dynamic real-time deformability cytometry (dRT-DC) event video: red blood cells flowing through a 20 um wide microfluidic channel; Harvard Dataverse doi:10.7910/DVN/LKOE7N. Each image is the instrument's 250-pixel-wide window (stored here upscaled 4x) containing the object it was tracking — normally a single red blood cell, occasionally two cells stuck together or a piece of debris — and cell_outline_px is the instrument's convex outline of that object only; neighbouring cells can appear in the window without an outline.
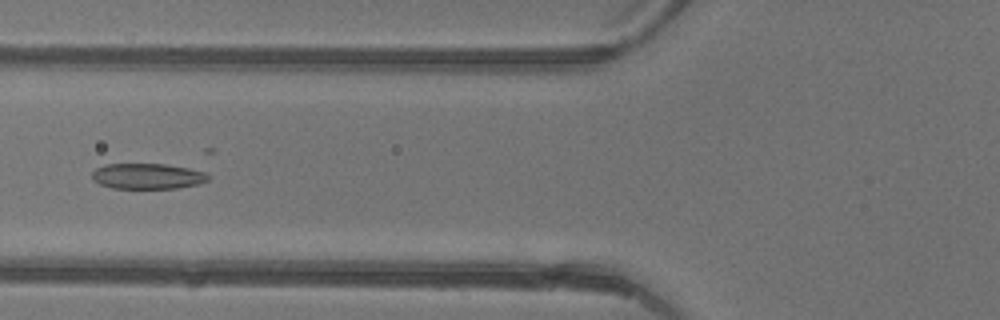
{"species": "common noctule bat (a hibernating species)", "species_latin": "Nyctalus noctula", "temperature_condition": "warm", "stored_images_in_passage": 38, "camera_frame_rate_fps": 3000, "um_per_image_px": 0.085, "animal": {"sex": "female"}, "frame": {"image": 1, "passage_image": 10, "time_ms": 3.0, "image_size_px": [1000, 320], "cell_outline_px": [[208, 180], [200, 184], [176, 188], [112, 188], [100, 184], [92, 180], [92, 172], [96, 168], [108, 164], [164, 164], [188, 168], [204, 172], [208, 176]], "centroid_in_image_um": [12.52, 14.98], "position_along_channel_um": 113.3, "area_um2": 17.22}}
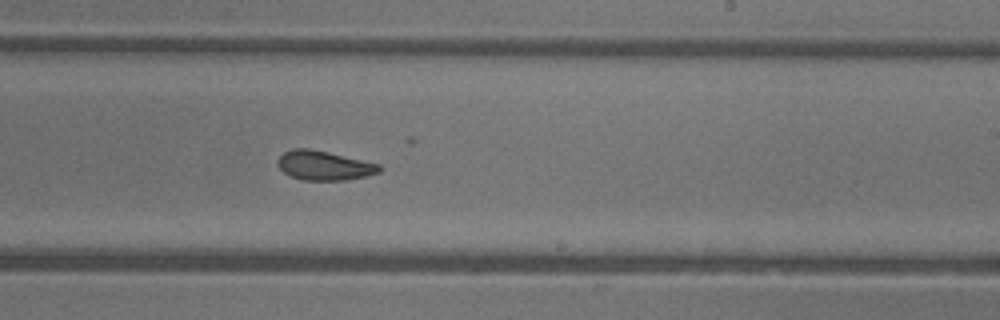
{"frame": {"image": 2, "passage_image": 20, "time_ms": 6.333, "image_size_px": [1000, 320], "cell_outline_px": [[380, 172], [348, 180], [304, 180], [292, 176], [284, 172], [276, 164], [276, 160], [284, 152], [292, 148], [308, 148], [328, 152], [380, 164]], "centroid_in_image_um": [27.52, 14.06], "position_along_channel_um": 261.5, "area_um2": 17.28}}
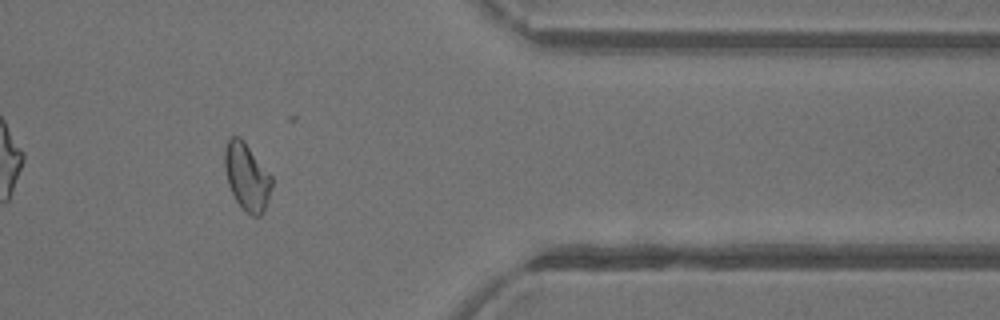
{"frame": {"image": 3, "passage_image": 30, "time_ms": 9.667, "image_size_px": [1000, 320], "cell_outline_px": [[272, 184], [268, 200], [264, 212], [260, 216], [252, 216], [236, 200], [228, 184], [224, 164], [224, 152], [228, 136], [240, 136], [244, 140], [272, 176]], "centroid_in_image_um": [20.98, 14.98], "position_along_channel_um": 390.4, "area_um2": 18.44}, "authors_computed_cell_mechanics": {"area_um2": 18.496, "velocity_mm_per_s": 4.447, "shape_relaxation_time_tau1_ms": null, "shape_relaxation_time_tau2_ms": 2.1843, "deformation_change_tau1": null, "deformation_change_tau2": 0.0752}}